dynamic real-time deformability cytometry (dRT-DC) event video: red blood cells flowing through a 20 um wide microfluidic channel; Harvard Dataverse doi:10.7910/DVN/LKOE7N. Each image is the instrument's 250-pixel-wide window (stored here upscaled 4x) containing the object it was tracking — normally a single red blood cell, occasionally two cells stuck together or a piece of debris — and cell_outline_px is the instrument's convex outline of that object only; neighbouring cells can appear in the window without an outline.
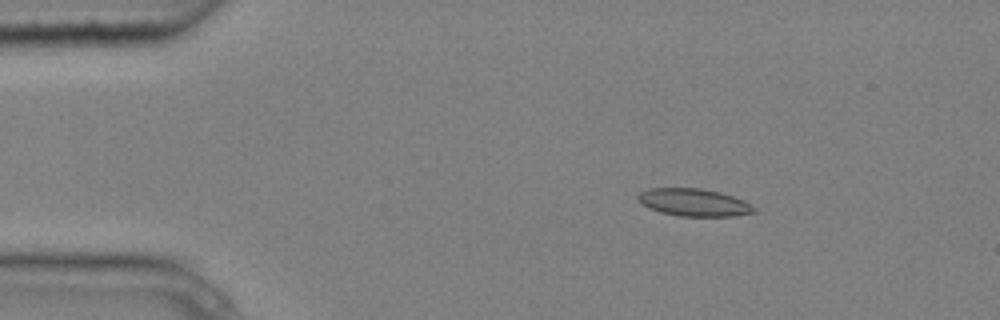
{"species": "common noctule bat (a hibernating species)", "species_latin": "Nyctalus noctula", "temperature_condition": "cold", "stored_images_in_passage": 5, "camera_frame_rate_fps": 3000, "um_per_image_px": 0.085, "animal": {"sex": "male", "body_mass_g": 20.4}, "frame": {"image": 1, "passage_image": 3, "time_ms": 0.667, "image_size_px": [1000, 320], "cell_outline_px": [[756, 212], [732, 216], [680, 216], [660, 212], [648, 208], [640, 204], [636, 196], [640, 192], [648, 188], [700, 188], [720, 192], [744, 200], [752, 204], [756, 208]], "centroid_in_image_um": [58.96, 17.2], "position_along_channel_um": 26.0, "area_um2": 18.79}}